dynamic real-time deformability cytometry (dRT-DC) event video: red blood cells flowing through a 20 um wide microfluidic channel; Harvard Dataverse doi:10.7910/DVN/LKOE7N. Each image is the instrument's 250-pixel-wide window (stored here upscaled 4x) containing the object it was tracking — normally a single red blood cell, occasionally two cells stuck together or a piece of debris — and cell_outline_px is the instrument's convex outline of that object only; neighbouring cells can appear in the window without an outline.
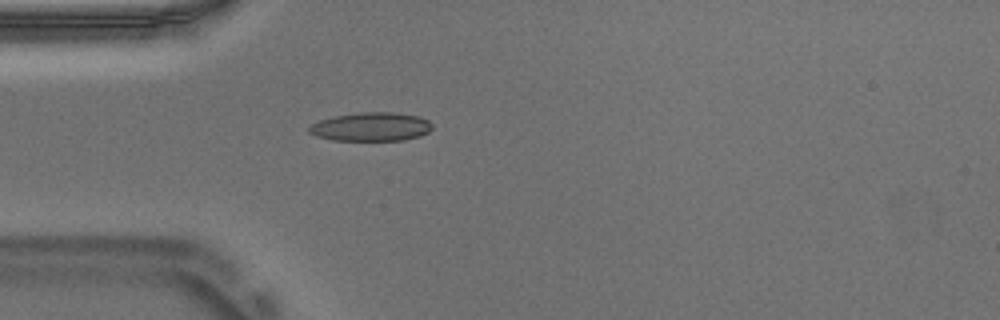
{"species": "Egyptian fruit bat (a non-hibernating species)", "species_latin": "Rousettus aegyptiacus", "temperature_condition": "warm", "stored_images_in_passage": 39, "camera_frame_rate_fps": 3000, "um_per_image_px": 0.085, "animal": {"sex": "male"}, "frame": {"image": 1, "passage_image": 1, "time_ms": 0.0, "image_size_px": [1000, 320], "cell_outline_px": [[432, 128], [428, 132], [420, 136], [404, 140], [332, 140], [316, 136], [308, 132], [308, 128], [312, 124], [320, 120], [332, 116], [360, 112], [392, 112], [420, 116], [428, 120], [432, 124]], "centroid_in_image_um": [31.54, 10.77], "position_along_channel_um": 53.5, "area_um2": 20.69}}
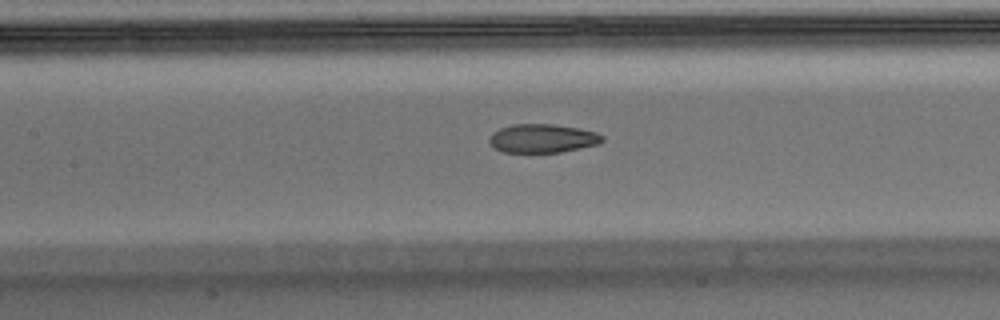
{"frame": {"image": 2, "passage_image": 10, "time_ms": 3.0, "image_size_px": [1000, 320], "cell_outline_px": [[604, 140], [600, 144], [560, 152], [504, 152], [496, 148], [488, 140], [492, 132], [500, 128], [512, 124], [552, 124], [580, 128], [596, 132], [604, 136]], "centroid_in_image_um": [46.14, 11.75], "position_along_channel_um": 161.3, "area_um2": 18.9}}
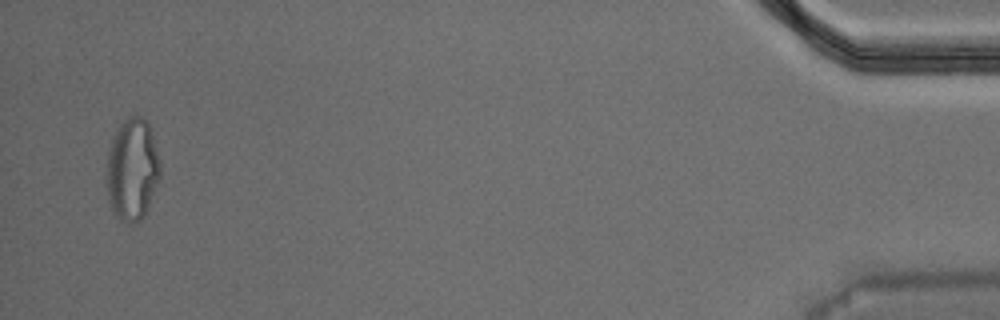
{"frame": {"image": 3, "passage_image": 38, "time_ms": 12.333, "image_size_px": [1000, 320], "cell_outline_px": [[160, 176], [148, 208], [144, 216], [140, 220], [132, 224], [120, 220], [112, 212], [108, 200], [104, 176], [108, 148], [112, 136], [116, 128], [128, 116], [144, 116], [148, 124], [160, 160]], "centroid_in_image_um": [11.19, 14.41], "position_along_channel_um": 424.0, "area_um2": 32.66}, "authors_computed_cell_mechanics": {"area_um2": 20.4612, "velocity_mm_per_s": 3.7438, "shape_relaxation_time_tau1_ms": null, "shape_relaxation_time_tau2_ms": 2.4174, "deformation_change_tau1": null, "deformation_change_tau2": 0.0809}}